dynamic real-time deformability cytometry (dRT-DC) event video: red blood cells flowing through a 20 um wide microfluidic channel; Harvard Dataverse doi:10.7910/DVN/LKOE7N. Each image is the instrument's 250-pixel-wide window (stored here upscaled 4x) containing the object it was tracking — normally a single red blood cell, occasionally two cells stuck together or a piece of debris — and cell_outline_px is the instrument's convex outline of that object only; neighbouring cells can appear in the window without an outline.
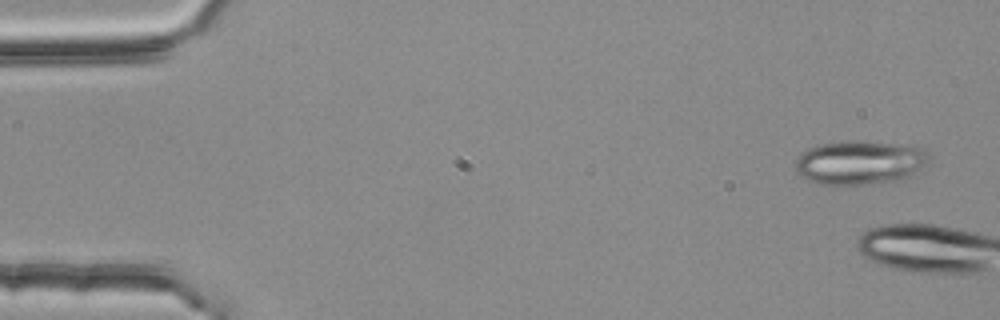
{"species": "common noctule bat (a hibernating species)", "species_latin": "Nyctalus noctula", "temperature_condition": "room temperature", "stored_images_in_passage": 2, "camera_frame_rate_fps": 3000, "um_per_image_px": 0.085, "animal": {"sex": "female", "body_mass_g": 25.1}, "frame": {"image": 1, "passage_image": 2, "time_ms": 0.333, "image_size_px": [1000, 320], "cell_outline_px": [[924, 164], [916, 176], [904, 180], [848, 188], [840, 188], [820, 184], [808, 180], [800, 176], [796, 172], [796, 160], [808, 148], [824, 144], [856, 140], [916, 144], [924, 148]], "centroid_in_image_um": [73.11, 13.87], "position_along_channel_um": 11.9, "area_um2": 35.49}}